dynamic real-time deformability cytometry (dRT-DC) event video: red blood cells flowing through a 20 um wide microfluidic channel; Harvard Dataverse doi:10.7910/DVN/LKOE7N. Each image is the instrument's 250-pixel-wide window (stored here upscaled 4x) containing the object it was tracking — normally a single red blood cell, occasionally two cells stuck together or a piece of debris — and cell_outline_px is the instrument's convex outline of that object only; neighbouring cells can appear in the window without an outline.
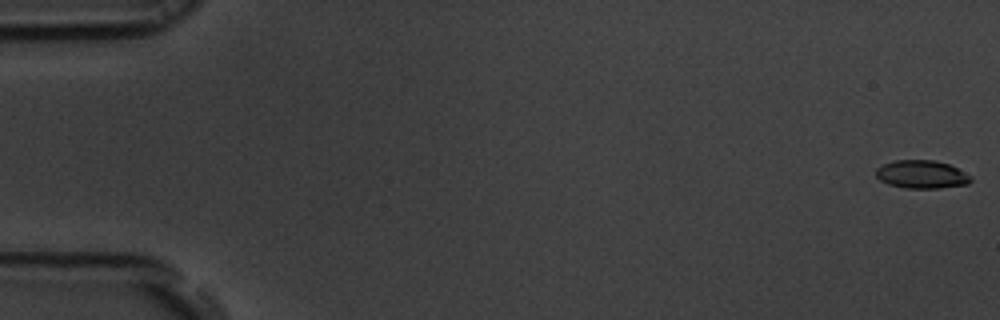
{"species": "common noctule bat (a hibernating species)", "species_latin": "Nyctalus noctula", "temperature_condition": "room temperature", "stored_images_in_passage": 55, "camera_frame_rate_fps": 3000, "um_per_image_px": 0.085, "animal": {"sex": "male", "body_mass_g": 19.5, "forearm_length_mm": 54.6}, "frame": {"image": 1, "passage_image": 1, "time_ms": 0.0, "image_size_px": [1000, 320], "cell_outline_px": [[972, 180], [968, 184], [940, 188], [904, 188], [888, 184], [880, 180], [876, 176], [876, 168], [884, 164], [896, 160], [936, 160], [948, 164], [972, 176]], "centroid_in_image_um": [78.34, 14.83], "position_along_channel_um": 6.7, "area_um2": 15.55}}
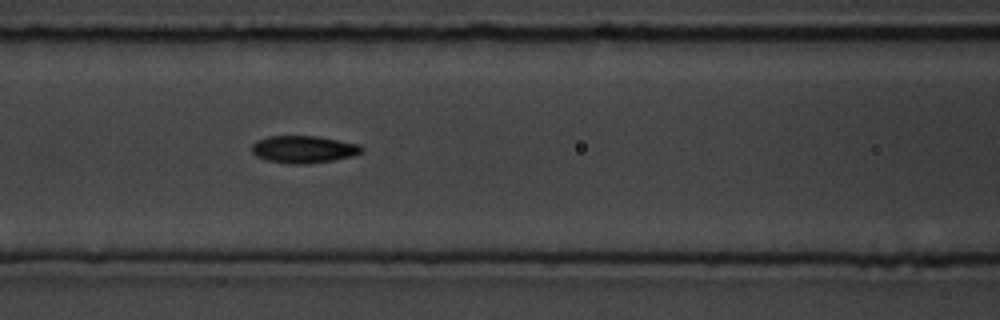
{"frame": {"image": 2, "passage_image": 24, "time_ms": 7.667, "image_size_px": [1000, 320], "cell_outline_px": [[364, 152], [352, 156], [336, 160], [304, 164], [288, 164], [268, 160], [256, 156], [252, 152], [252, 144], [256, 140], [268, 136], [316, 136], [360, 144], [364, 148]], "centroid_in_image_um": [25.83, 12.69], "position_along_channel_um": 140.8, "area_um2": 17.63}}
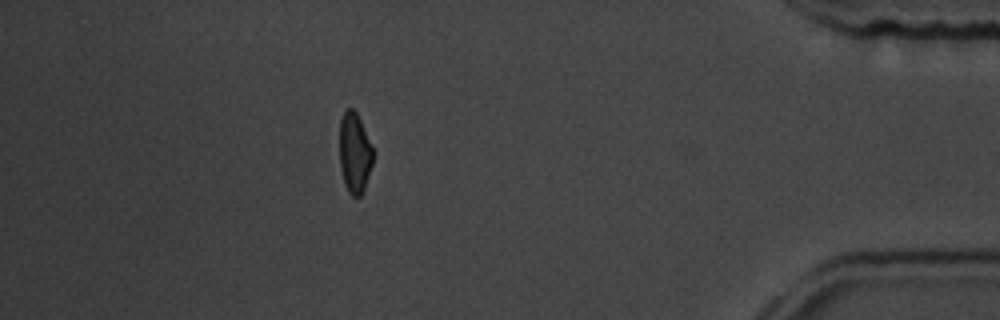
{"frame": {"image": 3, "passage_image": 49, "time_ms": 16.0, "image_size_px": [1000, 320], "cell_outline_px": [[376, 152], [364, 188], [360, 196], [352, 196], [348, 192], [344, 184], [340, 168], [340, 120], [344, 108], [352, 108], [356, 112]], "centroid_in_image_um": [30.15, 12.97], "position_along_channel_um": 405.0, "area_um2": 15.95}, "authors_computed_cell_mechanics": {"area_um2": 16.8776, "velocity_mm_per_s": 3.7426, "shape_relaxation_time_tau1_ms": 3.6217, "shape_relaxation_time_tau2_ms": 3.5333, "deformation_change_tau1": 0.1317, "deformation_change_tau2": 0.094}}